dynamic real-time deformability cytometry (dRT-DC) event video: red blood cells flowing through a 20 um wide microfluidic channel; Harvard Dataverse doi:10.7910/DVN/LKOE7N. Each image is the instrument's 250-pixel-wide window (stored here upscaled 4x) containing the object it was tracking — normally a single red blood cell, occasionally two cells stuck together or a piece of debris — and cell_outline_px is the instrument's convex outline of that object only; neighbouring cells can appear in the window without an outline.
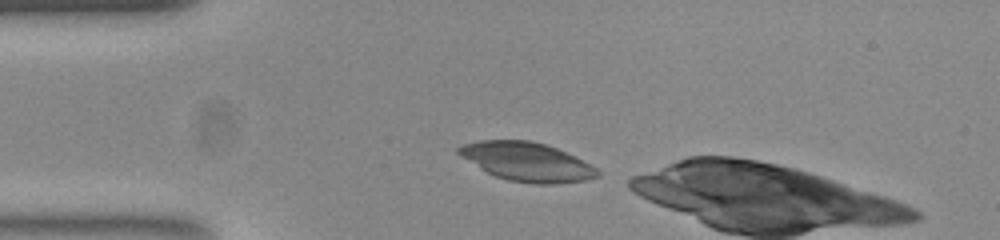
{"species": "common noctule bat (a hibernating species)", "species_latin": "Nyctalus noctula", "temperature_condition": "room temperature", "stored_images_in_passage": 4, "camera_frame_rate_fps": 3000, "um_per_image_px": 0.085, "animal": {"sex": "female", "body_mass_g": 23.0, "forearm_length_mm": 53.4}, "frame": {"image": 1, "passage_image": 1, "time_ms": 0.0, "image_size_px": [1000, 240], "cell_outline_px": [[600, 176], [584, 180], [552, 184], [536, 184], [508, 180], [496, 176], [480, 168], [456, 152], [456, 148], [464, 144], [480, 140], [528, 140], [544, 144], [556, 148], [596, 168], [600, 172]], "centroid_in_image_um": [44.76, 13.75], "position_along_channel_um": 40.2, "area_um2": 30.75}}